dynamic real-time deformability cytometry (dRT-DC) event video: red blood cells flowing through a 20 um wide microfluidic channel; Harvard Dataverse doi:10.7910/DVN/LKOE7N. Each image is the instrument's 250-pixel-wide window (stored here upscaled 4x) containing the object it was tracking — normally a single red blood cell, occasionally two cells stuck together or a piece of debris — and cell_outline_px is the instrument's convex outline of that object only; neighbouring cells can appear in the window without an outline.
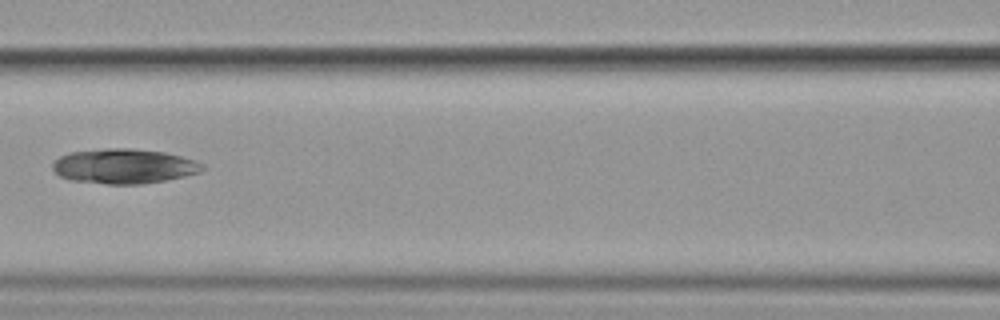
{"species": "common noctule bat (a hibernating species)", "species_latin": "Nyctalus noctula", "temperature_condition": "cold", "stored_images_in_passage": 12, "camera_frame_rate_fps": 3000, "um_per_image_px": 0.085, "animal": {"sex": "female", "body_mass_g": 19.9}, "frame": {"image": 1, "passage_image": 4, "time_ms": 3.667, "image_size_px": [1000, 320], "cell_outline_px": [[204, 168], [200, 172], [184, 176], [164, 180], [140, 184], [108, 184], [68, 180], [60, 176], [52, 168], [52, 164], [60, 156], [72, 152], [108, 148], [128, 148], [164, 152], [196, 160], [204, 164]], "centroid_in_image_um": [10.54, 14.13], "position_along_channel_um": 156.1, "area_um2": 30.23}}
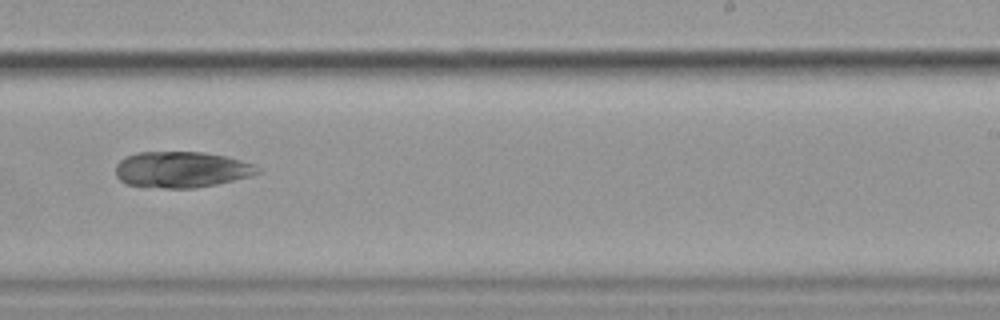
{"frame": {"image": 2, "passage_image": 7, "time_ms": 7.0, "image_size_px": [1000, 320], "cell_outline_px": [[260, 172], [248, 176], [216, 184], [192, 188], [164, 188], [124, 184], [116, 176], [116, 164], [124, 156], [136, 152], [204, 152], [224, 156], [240, 160], [252, 164], [260, 168]], "centroid_in_image_um": [15.36, 14.4], "position_along_channel_um": 273.6, "area_um2": 29.71}}
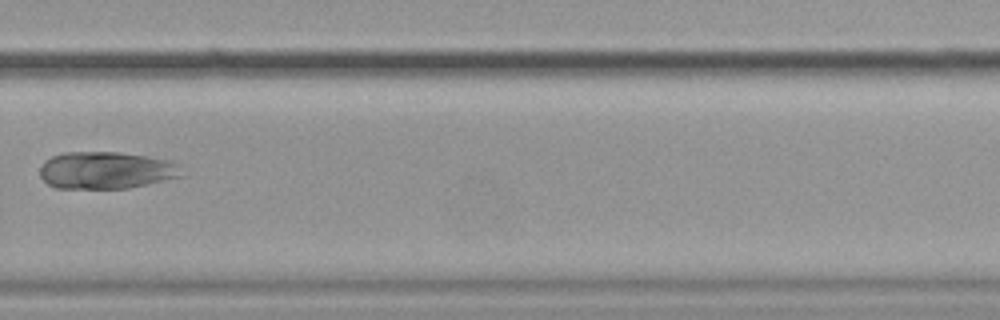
{"frame": {"image": 3, "passage_image": 8, "time_ms": 8.333, "image_size_px": [1000, 320], "cell_outline_px": [[180, 176], [128, 188], [56, 188], [48, 184], [40, 176], [40, 164], [44, 160], [52, 156], [64, 152], [120, 152], [168, 160], [180, 164]], "centroid_in_image_um": [8.95, 14.46], "position_along_channel_um": 320.9, "area_um2": 30.52}, "authors_computed_cell_mechanics": {"area_um2": 29.9982, "velocity_mm_per_s": 3.5529, "shape_relaxation_time_tau1_ms": null, "shape_relaxation_time_tau2_ms": 5.7253, "deformation_change_tau1": null, "deformation_change_tau2": 0.0796}}